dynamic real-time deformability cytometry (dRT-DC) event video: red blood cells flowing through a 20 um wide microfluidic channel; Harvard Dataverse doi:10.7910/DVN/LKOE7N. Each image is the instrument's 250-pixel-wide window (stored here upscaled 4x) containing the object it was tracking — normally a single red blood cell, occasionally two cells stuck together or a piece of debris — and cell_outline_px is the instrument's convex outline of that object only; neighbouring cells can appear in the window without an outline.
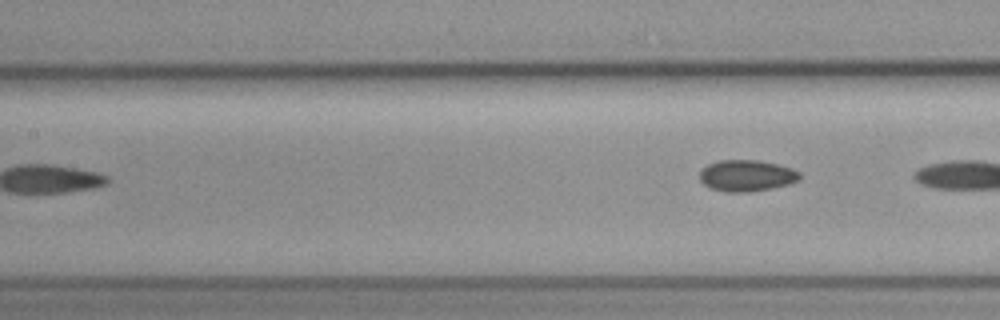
{"species": "common noctule bat (a hibernating species)", "species_latin": "Nyctalus noctula", "temperature_condition": "cold", "stored_images_in_passage": 4, "camera_frame_rate_fps": 3000, "um_per_image_px": 0.085, "animal": {"sex": "female", "body_mass_g": 19.3, "forearm_length_mm": 54.1}, "frame": {"image": 1, "passage_image": 4, "time_ms": 1.0, "image_size_px": [1000, 320], "cell_outline_px": [[800, 180], [788, 184], [772, 188], [748, 192], [724, 192], [712, 188], [704, 184], [700, 180], [700, 172], [708, 164], [716, 160], [760, 160], [792, 168], [800, 172]], "centroid_in_image_um": [63.47, 14.92], "position_along_channel_um": 143.9, "area_um2": 18.32}}